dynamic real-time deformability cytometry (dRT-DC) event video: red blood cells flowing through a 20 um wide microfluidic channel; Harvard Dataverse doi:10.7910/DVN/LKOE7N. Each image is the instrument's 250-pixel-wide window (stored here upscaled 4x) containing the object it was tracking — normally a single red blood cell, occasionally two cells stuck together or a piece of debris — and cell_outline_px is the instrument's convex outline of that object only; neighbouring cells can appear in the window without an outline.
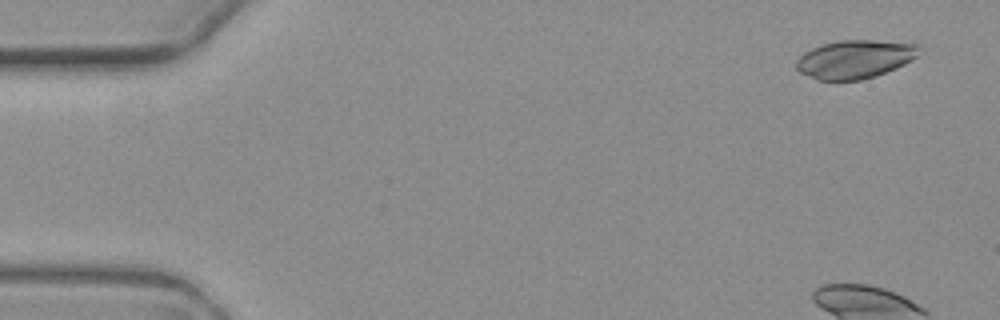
{"species": "common noctule bat (a hibernating species)", "species_latin": "Nyctalus noctula", "temperature_condition": "warm", "stored_images_in_passage": 6, "camera_frame_rate_fps": 3000, "um_per_image_px": 0.085, "animal": {"sex": "female", "body_mass_g": 19.3, "forearm_length_mm": 54.1}, "frame": {"image": 1, "passage_image": 1, "time_ms": 0.0, "image_size_px": [1000, 320], "cell_outline_px": [[924, 48], [912, 60], [896, 68], [860, 80], [816, 80], [800, 72], [796, 68], [796, 60], [804, 52], [820, 44], [840, 40], [872, 40], [920, 44]], "centroid_in_image_um": [72.67, 5.01], "position_along_channel_um": 12.3, "area_um2": 27.57}}